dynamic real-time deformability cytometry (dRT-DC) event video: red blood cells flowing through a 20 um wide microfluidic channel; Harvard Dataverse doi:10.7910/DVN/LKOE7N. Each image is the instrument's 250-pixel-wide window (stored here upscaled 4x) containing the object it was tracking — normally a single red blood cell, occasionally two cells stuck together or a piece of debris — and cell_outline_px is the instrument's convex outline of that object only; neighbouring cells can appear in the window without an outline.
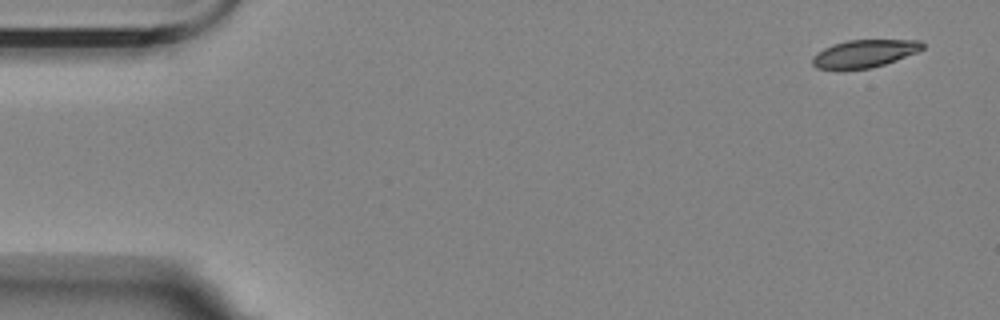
{"species": "Egyptian fruit bat (a non-hibernating species)", "species_latin": "Rousettus aegyptiacus", "temperature_condition": "room temperature", "stored_images_in_passage": 4, "camera_frame_rate_fps": 3000, "um_per_image_px": 0.085, "animal": {"sex": "female"}, "frame": {"image": 1, "passage_image": 1, "time_ms": 0.0, "image_size_px": [1000, 320], "cell_outline_px": [[924, 48], [916, 52], [896, 60], [884, 64], [868, 68], [816, 68], [812, 64], [812, 56], [816, 52], [832, 44], [848, 40], [920, 40], [924, 44]], "centroid_in_image_um": [73.46, 4.53], "position_along_channel_um": 11.5, "area_um2": 17.46}}